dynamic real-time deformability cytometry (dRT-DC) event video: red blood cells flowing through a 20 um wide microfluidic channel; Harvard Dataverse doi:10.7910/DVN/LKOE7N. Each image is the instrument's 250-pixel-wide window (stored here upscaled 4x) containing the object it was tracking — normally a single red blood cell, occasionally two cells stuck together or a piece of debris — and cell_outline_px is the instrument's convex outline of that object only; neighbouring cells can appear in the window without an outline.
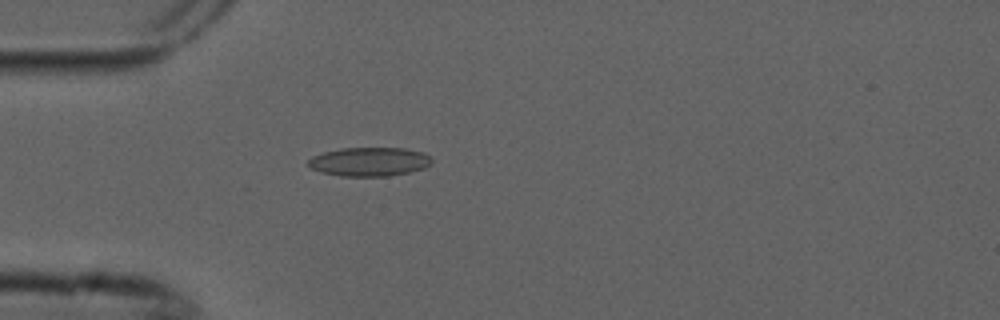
{"species": "common noctule bat (a hibernating species)", "species_latin": "Nyctalus noctula", "temperature_condition": "cold", "stored_images_in_passage": 5, "camera_frame_rate_fps": 3000, "um_per_image_px": 0.085, "animal": {"sex": "male", "forearm_length_mm": 52.5}, "frame": {"image": 1, "passage_image": 5, "time_ms": 1.333, "image_size_px": [1000, 320], "cell_outline_px": [[432, 164], [424, 168], [408, 172], [388, 176], [340, 176], [320, 172], [308, 168], [308, 160], [312, 156], [324, 152], [344, 148], [404, 148], [424, 152], [432, 160]], "centroid_in_image_um": [31.38, 13.75], "position_along_channel_um": 53.6, "area_um2": 20.87}}